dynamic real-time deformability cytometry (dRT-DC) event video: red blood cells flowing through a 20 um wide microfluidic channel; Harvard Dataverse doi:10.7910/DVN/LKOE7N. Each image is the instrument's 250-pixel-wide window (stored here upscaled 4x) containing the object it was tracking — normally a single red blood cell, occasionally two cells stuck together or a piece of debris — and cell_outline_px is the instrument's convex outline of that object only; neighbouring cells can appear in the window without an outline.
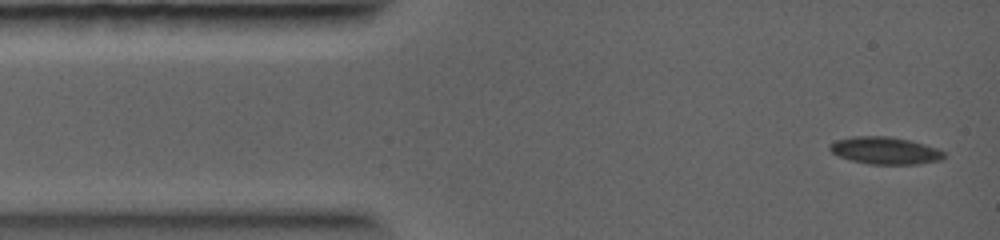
{"species": "common noctule bat (a hibernating species)", "species_latin": "Nyctalus noctula", "temperature_condition": "warm", "stored_images_in_passage": 5, "camera_frame_rate_fps": 5000, "um_per_image_px": 0.085, "animal": {"sex": "female", "body_mass_g": 19.0, "forearm_length_mm": 56.7}, "frame": {"image": 1, "passage_image": 1, "time_ms": 0.0, "image_size_px": [1000, 240], "cell_outline_px": [[944, 156], [940, 160], [916, 164], [868, 164], [852, 160], [840, 156], [832, 152], [828, 148], [828, 144], [836, 140], [852, 136], [888, 136], [912, 140], [936, 148], [944, 152]], "centroid_in_image_um": [75.2, 12.78], "position_along_channel_um": 9.8, "area_um2": 18.09}}